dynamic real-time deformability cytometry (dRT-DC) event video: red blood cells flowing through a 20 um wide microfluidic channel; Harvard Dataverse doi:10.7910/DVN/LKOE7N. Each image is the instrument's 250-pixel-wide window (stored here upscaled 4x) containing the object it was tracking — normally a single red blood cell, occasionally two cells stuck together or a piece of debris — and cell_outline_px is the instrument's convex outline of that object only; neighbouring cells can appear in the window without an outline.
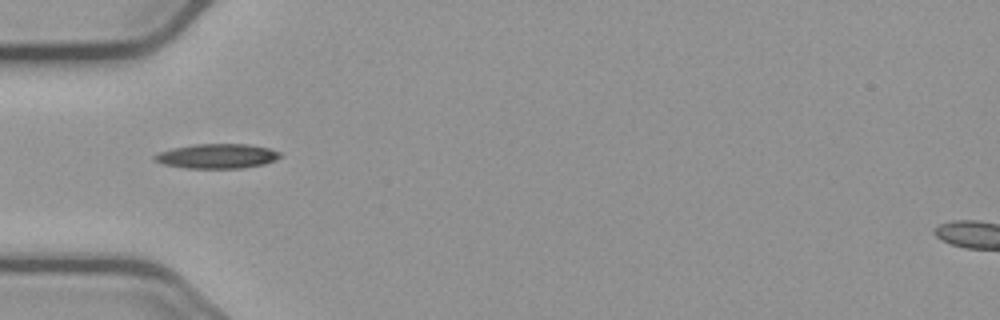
{"species": "common noctule bat (a hibernating species)", "species_latin": "Nyctalus noctula", "temperature_condition": "cold", "stored_images_in_passage": 20, "camera_frame_rate_fps": 3000, "um_per_image_px": 0.085, "animal": {"sex": "male", "body_mass_g": 23.1, "forearm_length_mm": 52.7}, "frame": {"image": 1, "passage_image": 1, "time_ms": 0.0, "image_size_px": [1000, 320], "cell_outline_px": [[284, 156], [276, 160], [264, 164], [244, 168], [188, 168], [164, 164], [152, 160], [152, 156], [160, 152], [172, 148], [196, 144], [248, 144], [268, 148], [280, 152]], "centroid_in_image_um": [18.48, 13.27], "position_along_channel_um": 66.5, "area_um2": 18.09}}